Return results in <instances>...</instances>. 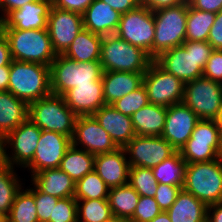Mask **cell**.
I'll use <instances>...</instances> for the list:
<instances>
[{
	"mask_svg": "<svg viewBox=\"0 0 222 222\" xmlns=\"http://www.w3.org/2000/svg\"><path fill=\"white\" fill-rule=\"evenodd\" d=\"M100 61L76 62L58 54L50 65V89L55 95H63L69 89L92 84L102 78Z\"/></svg>",
	"mask_w": 222,
	"mask_h": 222,
	"instance_id": "cell-5",
	"label": "cell"
},
{
	"mask_svg": "<svg viewBox=\"0 0 222 222\" xmlns=\"http://www.w3.org/2000/svg\"><path fill=\"white\" fill-rule=\"evenodd\" d=\"M167 115V107L148 104L136 113L132 118V124L136 135L161 136Z\"/></svg>",
	"mask_w": 222,
	"mask_h": 222,
	"instance_id": "cell-28",
	"label": "cell"
},
{
	"mask_svg": "<svg viewBox=\"0 0 222 222\" xmlns=\"http://www.w3.org/2000/svg\"><path fill=\"white\" fill-rule=\"evenodd\" d=\"M203 77L222 83V50H213L203 70Z\"/></svg>",
	"mask_w": 222,
	"mask_h": 222,
	"instance_id": "cell-44",
	"label": "cell"
},
{
	"mask_svg": "<svg viewBox=\"0 0 222 222\" xmlns=\"http://www.w3.org/2000/svg\"><path fill=\"white\" fill-rule=\"evenodd\" d=\"M128 184L132 186L140 196L154 197L158 182L154 177L152 168L130 167Z\"/></svg>",
	"mask_w": 222,
	"mask_h": 222,
	"instance_id": "cell-38",
	"label": "cell"
},
{
	"mask_svg": "<svg viewBox=\"0 0 222 222\" xmlns=\"http://www.w3.org/2000/svg\"><path fill=\"white\" fill-rule=\"evenodd\" d=\"M83 29V16L80 13L51 7L47 30L56 54H63Z\"/></svg>",
	"mask_w": 222,
	"mask_h": 222,
	"instance_id": "cell-17",
	"label": "cell"
},
{
	"mask_svg": "<svg viewBox=\"0 0 222 222\" xmlns=\"http://www.w3.org/2000/svg\"><path fill=\"white\" fill-rule=\"evenodd\" d=\"M187 162L182 158L180 151L152 168L158 183L174 186H183Z\"/></svg>",
	"mask_w": 222,
	"mask_h": 222,
	"instance_id": "cell-32",
	"label": "cell"
},
{
	"mask_svg": "<svg viewBox=\"0 0 222 222\" xmlns=\"http://www.w3.org/2000/svg\"><path fill=\"white\" fill-rule=\"evenodd\" d=\"M49 222H78L77 200L74 197L59 198Z\"/></svg>",
	"mask_w": 222,
	"mask_h": 222,
	"instance_id": "cell-40",
	"label": "cell"
},
{
	"mask_svg": "<svg viewBox=\"0 0 222 222\" xmlns=\"http://www.w3.org/2000/svg\"><path fill=\"white\" fill-rule=\"evenodd\" d=\"M149 104L147 91L142 84L139 88L131 93L124 95L119 100L115 101L112 106L124 115L132 116L139 109Z\"/></svg>",
	"mask_w": 222,
	"mask_h": 222,
	"instance_id": "cell-39",
	"label": "cell"
},
{
	"mask_svg": "<svg viewBox=\"0 0 222 222\" xmlns=\"http://www.w3.org/2000/svg\"><path fill=\"white\" fill-rule=\"evenodd\" d=\"M93 116L108 132L118 148H124L136 136L132 118L117 111L110 104H105Z\"/></svg>",
	"mask_w": 222,
	"mask_h": 222,
	"instance_id": "cell-22",
	"label": "cell"
},
{
	"mask_svg": "<svg viewBox=\"0 0 222 222\" xmlns=\"http://www.w3.org/2000/svg\"><path fill=\"white\" fill-rule=\"evenodd\" d=\"M215 121L217 123V126L219 128L220 133H222V109L220 110V113L218 114Z\"/></svg>",
	"mask_w": 222,
	"mask_h": 222,
	"instance_id": "cell-56",
	"label": "cell"
},
{
	"mask_svg": "<svg viewBox=\"0 0 222 222\" xmlns=\"http://www.w3.org/2000/svg\"><path fill=\"white\" fill-rule=\"evenodd\" d=\"M67 106L77 116H90L106 103L103 96L102 78L92 84L77 85L63 95Z\"/></svg>",
	"mask_w": 222,
	"mask_h": 222,
	"instance_id": "cell-20",
	"label": "cell"
},
{
	"mask_svg": "<svg viewBox=\"0 0 222 222\" xmlns=\"http://www.w3.org/2000/svg\"><path fill=\"white\" fill-rule=\"evenodd\" d=\"M106 222H129L128 220L126 219H123V218H119V217H115V216H112L109 220H107Z\"/></svg>",
	"mask_w": 222,
	"mask_h": 222,
	"instance_id": "cell-57",
	"label": "cell"
},
{
	"mask_svg": "<svg viewBox=\"0 0 222 222\" xmlns=\"http://www.w3.org/2000/svg\"><path fill=\"white\" fill-rule=\"evenodd\" d=\"M30 180L45 194L57 198L74 197L76 182L60 168L44 169L33 174Z\"/></svg>",
	"mask_w": 222,
	"mask_h": 222,
	"instance_id": "cell-25",
	"label": "cell"
},
{
	"mask_svg": "<svg viewBox=\"0 0 222 222\" xmlns=\"http://www.w3.org/2000/svg\"><path fill=\"white\" fill-rule=\"evenodd\" d=\"M10 66L0 67V91H8Z\"/></svg>",
	"mask_w": 222,
	"mask_h": 222,
	"instance_id": "cell-53",
	"label": "cell"
},
{
	"mask_svg": "<svg viewBox=\"0 0 222 222\" xmlns=\"http://www.w3.org/2000/svg\"><path fill=\"white\" fill-rule=\"evenodd\" d=\"M150 222H171L170 217L166 211H161L154 219Z\"/></svg>",
	"mask_w": 222,
	"mask_h": 222,
	"instance_id": "cell-55",
	"label": "cell"
},
{
	"mask_svg": "<svg viewBox=\"0 0 222 222\" xmlns=\"http://www.w3.org/2000/svg\"><path fill=\"white\" fill-rule=\"evenodd\" d=\"M102 38L83 28L62 55L76 62L100 61Z\"/></svg>",
	"mask_w": 222,
	"mask_h": 222,
	"instance_id": "cell-29",
	"label": "cell"
},
{
	"mask_svg": "<svg viewBox=\"0 0 222 222\" xmlns=\"http://www.w3.org/2000/svg\"><path fill=\"white\" fill-rule=\"evenodd\" d=\"M207 41H185L161 53L154 61L184 83L203 76V70L213 52Z\"/></svg>",
	"mask_w": 222,
	"mask_h": 222,
	"instance_id": "cell-1",
	"label": "cell"
},
{
	"mask_svg": "<svg viewBox=\"0 0 222 222\" xmlns=\"http://www.w3.org/2000/svg\"><path fill=\"white\" fill-rule=\"evenodd\" d=\"M183 186H174L158 183L154 199L157 201L162 211H167L175 202Z\"/></svg>",
	"mask_w": 222,
	"mask_h": 222,
	"instance_id": "cell-43",
	"label": "cell"
},
{
	"mask_svg": "<svg viewBox=\"0 0 222 222\" xmlns=\"http://www.w3.org/2000/svg\"><path fill=\"white\" fill-rule=\"evenodd\" d=\"M143 85L150 104L169 107L183 101L185 83L168 73L154 60L144 73Z\"/></svg>",
	"mask_w": 222,
	"mask_h": 222,
	"instance_id": "cell-12",
	"label": "cell"
},
{
	"mask_svg": "<svg viewBox=\"0 0 222 222\" xmlns=\"http://www.w3.org/2000/svg\"><path fill=\"white\" fill-rule=\"evenodd\" d=\"M188 2L153 11L155 35L153 60L161 53L185 42Z\"/></svg>",
	"mask_w": 222,
	"mask_h": 222,
	"instance_id": "cell-8",
	"label": "cell"
},
{
	"mask_svg": "<svg viewBox=\"0 0 222 222\" xmlns=\"http://www.w3.org/2000/svg\"><path fill=\"white\" fill-rule=\"evenodd\" d=\"M8 91L28 105L51 94L50 67L12 60Z\"/></svg>",
	"mask_w": 222,
	"mask_h": 222,
	"instance_id": "cell-3",
	"label": "cell"
},
{
	"mask_svg": "<svg viewBox=\"0 0 222 222\" xmlns=\"http://www.w3.org/2000/svg\"><path fill=\"white\" fill-rule=\"evenodd\" d=\"M109 187L95 170L86 174L75 184L76 200L108 199Z\"/></svg>",
	"mask_w": 222,
	"mask_h": 222,
	"instance_id": "cell-36",
	"label": "cell"
},
{
	"mask_svg": "<svg viewBox=\"0 0 222 222\" xmlns=\"http://www.w3.org/2000/svg\"><path fill=\"white\" fill-rule=\"evenodd\" d=\"M189 5L201 11L218 13L222 11V0H188Z\"/></svg>",
	"mask_w": 222,
	"mask_h": 222,
	"instance_id": "cell-47",
	"label": "cell"
},
{
	"mask_svg": "<svg viewBox=\"0 0 222 222\" xmlns=\"http://www.w3.org/2000/svg\"><path fill=\"white\" fill-rule=\"evenodd\" d=\"M207 42L213 49L222 50V11L216 13Z\"/></svg>",
	"mask_w": 222,
	"mask_h": 222,
	"instance_id": "cell-46",
	"label": "cell"
},
{
	"mask_svg": "<svg viewBox=\"0 0 222 222\" xmlns=\"http://www.w3.org/2000/svg\"><path fill=\"white\" fill-rule=\"evenodd\" d=\"M200 119L183 102L167 107L162 137L179 151L190 138Z\"/></svg>",
	"mask_w": 222,
	"mask_h": 222,
	"instance_id": "cell-18",
	"label": "cell"
},
{
	"mask_svg": "<svg viewBox=\"0 0 222 222\" xmlns=\"http://www.w3.org/2000/svg\"><path fill=\"white\" fill-rule=\"evenodd\" d=\"M12 57L10 53L9 42L4 34L0 31V67L10 66Z\"/></svg>",
	"mask_w": 222,
	"mask_h": 222,
	"instance_id": "cell-51",
	"label": "cell"
},
{
	"mask_svg": "<svg viewBox=\"0 0 222 222\" xmlns=\"http://www.w3.org/2000/svg\"><path fill=\"white\" fill-rule=\"evenodd\" d=\"M161 211L154 197L140 196L135 212L129 222H150Z\"/></svg>",
	"mask_w": 222,
	"mask_h": 222,
	"instance_id": "cell-41",
	"label": "cell"
},
{
	"mask_svg": "<svg viewBox=\"0 0 222 222\" xmlns=\"http://www.w3.org/2000/svg\"><path fill=\"white\" fill-rule=\"evenodd\" d=\"M219 158L222 159V133H221V138H220V150H219Z\"/></svg>",
	"mask_w": 222,
	"mask_h": 222,
	"instance_id": "cell-59",
	"label": "cell"
},
{
	"mask_svg": "<svg viewBox=\"0 0 222 222\" xmlns=\"http://www.w3.org/2000/svg\"><path fill=\"white\" fill-rule=\"evenodd\" d=\"M182 102L199 119L215 120L222 109V83L203 76L187 82Z\"/></svg>",
	"mask_w": 222,
	"mask_h": 222,
	"instance_id": "cell-9",
	"label": "cell"
},
{
	"mask_svg": "<svg viewBox=\"0 0 222 222\" xmlns=\"http://www.w3.org/2000/svg\"><path fill=\"white\" fill-rule=\"evenodd\" d=\"M112 7L113 10L118 11L120 14L127 13L128 11L136 9L141 5V0H101Z\"/></svg>",
	"mask_w": 222,
	"mask_h": 222,
	"instance_id": "cell-48",
	"label": "cell"
},
{
	"mask_svg": "<svg viewBox=\"0 0 222 222\" xmlns=\"http://www.w3.org/2000/svg\"><path fill=\"white\" fill-rule=\"evenodd\" d=\"M52 0H37L11 11L1 22L0 28L19 30L47 29Z\"/></svg>",
	"mask_w": 222,
	"mask_h": 222,
	"instance_id": "cell-19",
	"label": "cell"
},
{
	"mask_svg": "<svg viewBox=\"0 0 222 222\" xmlns=\"http://www.w3.org/2000/svg\"><path fill=\"white\" fill-rule=\"evenodd\" d=\"M30 186H22L16 193L8 215L10 222H39L35 205V185L32 183Z\"/></svg>",
	"mask_w": 222,
	"mask_h": 222,
	"instance_id": "cell-33",
	"label": "cell"
},
{
	"mask_svg": "<svg viewBox=\"0 0 222 222\" xmlns=\"http://www.w3.org/2000/svg\"><path fill=\"white\" fill-rule=\"evenodd\" d=\"M94 0H52V6L83 14Z\"/></svg>",
	"mask_w": 222,
	"mask_h": 222,
	"instance_id": "cell-45",
	"label": "cell"
},
{
	"mask_svg": "<svg viewBox=\"0 0 222 222\" xmlns=\"http://www.w3.org/2000/svg\"><path fill=\"white\" fill-rule=\"evenodd\" d=\"M207 205L183 188L166 211L171 222H207Z\"/></svg>",
	"mask_w": 222,
	"mask_h": 222,
	"instance_id": "cell-26",
	"label": "cell"
},
{
	"mask_svg": "<svg viewBox=\"0 0 222 222\" xmlns=\"http://www.w3.org/2000/svg\"><path fill=\"white\" fill-rule=\"evenodd\" d=\"M144 73L103 71V96L106 104L112 105L124 95L131 93L143 84Z\"/></svg>",
	"mask_w": 222,
	"mask_h": 222,
	"instance_id": "cell-24",
	"label": "cell"
},
{
	"mask_svg": "<svg viewBox=\"0 0 222 222\" xmlns=\"http://www.w3.org/2000/svg\"><path fill=\"white\" fill-rule=\"evenodd\" d=\"M183 189L207 206L222 202V159L187 163Z\"/></svg>",
	"mask_w": 222,
	"mask_h": 222,
	"instance_id": "cell-7",
	"label": "cell"
},
{
	"mask_svg": "<svg viewBox=\"0 0 222 222\" xmlns=\"http://www.w3.org/2000/svg\"><path fill=\"white\" fill-rule=\"evenodd\" d=\"M94 170L109 188L128 184L130 164L125 149L95 155Z\"/></svg>",
	"mask_w": 222,
	"mask_h": 222,
	"instance_id": "cell-21",
	"label": "cell"
},
{
	"mask_svg": "<svg viewBox=\"0 0 222 222\" xmlns=\"http://www.w3.org/2000/svg\"><path fill=\"white\" fill-rule=\"evenodd\" d=\"M140 195L129 184L109 188L108 202L112 215L130 220L135 212Z\"/></svg>",
	"mask_w": 222,
	"mask_h": 222,
	"instance_id": "cell-30",
	"label": "cell"
},
{
	"mask_svg": "<svg viewBox=\"0 0 222 222\" xmlns=\"http://www.w3.org/2000/svg\"><path fill=\"white\" fill-rule=\"evenodd\" d=\"M216 13L192 8L188 3L185 41H208Z\"/></svg>",
	"mask_w": 222,
	"mask_h": 222,
	"instance_id": "cell-35",
	"label": "cell"
},
{
	"mask_svg": "<svg viewBox=\"0 0 222 222\" xmlns=\"http://www.w3.org/2000/svg\"><path fill=\"white\" fill-rule=\"evenodd\" d=\"M207 222H222V202L208 205Z\"/></svg>",
	"mask_w": 222,
	"mask_h": 222,
	"instance_id": "cell-52",
	"label": "cell"
},
{
	"mask_svg": "<svg viewBox=\"0 0 222 222\" xmlns=\"http://www.w3.org/2000/svg\"><path fill=\"white\" fill-rule=\"evenodd\" d=\"M221 133L215 120L200 119L186 144L179 150L187 163L219 158Z\"/></svg>",
	"mask_w": 222,
	"mask_h": 222,
	"instance_id": "cell-11",
	"label": "cell"
},
{
	"mask_svg": "<svg viewBox=\"0 0 222 222\" xmlns=\"http://www.w3.org/2000/svg\"><path fill=\"white\" fill-rule=\"evenodd\" d=\"M94 159L95 155L71 144L61 160L59 168L77 182L94 170Z\"/></svg>",
	"mask_w": 222,
	"mask_h": 222,
	"instance_id": "cell-31",
	"label": "cell"
},
{
	"mask_svg": "<svg viewBox=\"0 0 222 222\" xmlns=\"http://www.w3.org/2000/svg\"><path fill=\"white\" fill-rule=\"evenodd\" d=\"M152 61L147 52L116 34L102 38L100 63L103 71L145 73Z\"/></svg>",
	"mask_w": 222,
	"mask_h": 222,
	"instance_id": "cell-4",
	"label": "cell"
},
{
	"mask_svg": "<svg viewBox=\"0 0 222 222\" xmlns=\"http://www.w3.org/2000/svg\"><path fill=\"white\" fill-rule=\"evenodd\" d=\"M0 31L9 42L12 60L40 63L50 67L57 57L47 29L0 28Z\"/></svg>",
	"mask_w": 222,
	"mask_h": 222,
	"instance_id": "cell-2",
	"label": "cell"
},
{
	"mask_svg": "<svg viewBox=\"0 0 222 222\" xmlns=\"http://www.w3.org/2000/svg\"><path fill=\"white\" fill-rule=\"evenodd\" d=\"M72 140L63 134L42 130L32 161L24 168L32 176L44 169L59 168Z\"/></svg>",
	"mask_w": 222,
	"mask_h": 222,
	"instance_id": "cell-15",
	"label": "cell"
},
{
	"mask_svg": "<svg viewBox=\"0 0 222 222\" xmlns=\"http://www.w3.org/2000/svg\"><path fill=\"white\" fill-rule=\"evenodd\" d=\"M41 131L29 118L12 130L6 136L7 164L24 170L34 157Z\"/></svg>",
	"mask_w": 222,
	"mask_h": 222,
	"instance_id": "cell-14",
	"label": "cell"
},
{
	"mask_svg": "<svg viewBox=\"0 0 222 222\" xmlns=\"http://www.w3.org/2000/svg\"><path fill=\"white\" fill-rule=\"evenodd\" d=\"M15 169L9 164L0 167V215H9L16 193L25 186Z\"/></svg>",
	"mask_w": 222,
	"mask_h": 222,
	"instance_id": "cell-34",
	"label": "cell"
},
{
	"mask_svg": "<svg viewBox=\"0 0 222 222\" xmlns=\"http://www.w3.org/2000/svg\"><path fill=\"white\" fill-rule=\"evenodd\" d=\"M72 145L93 155L109 153L118 147L93 115L77 116Z\"/></svg>",
	"mask_w": 222,
	"mask_h": 222,
	"instance_id": "cell-16",
	"label": "cell"
},
{
	"mask_svg": "<svg viewBox=\"0 0 222 222\" xmlns=\"http://www.w3.org/2000/svg\"><path fill=\"white\" fill-rule=\"evenodd\" d=\"M28 118L41 130L54 131L71 139L77 115L63 96L50 94L29 104Z\"/></svg>",
	"mask_w": 222,
	"mask_h": 222,
	"instance_id": "cell-6",
	"label": "cell"
},
{
	"mask_svg": "<svg viewBox=\"0 0 222 222\" xmlns=\"http://www.w3.org/2000/svg\"><path fill=\"white\" fill-rule=\"evenodd\" d=\"M37 0H0V22L13 10Z\"/></svg>",
	"mask_w": 222,
	"mask_h": 222,
	"instance_id": "cell-49",
	"label": "cell"
},
{
	"mask_svg": "<svg viewBox=\"0 0 222 222\" xmlns=\"http://www.w3.org/2000/svg\"><path fill=\"white\" fill-rule=\"evenodd\" d=\"M187 2L188 0H141V5H144L148 9L154 11Z\"/></svg>",
	"mask_w": 222,
	"mask_h": 222,
	"instance_id": "cell-50",
	"label": "cell"
},
{
	"mask_svg": "<svg viewBox=\"0 0 222 222\" xmlns=\"http://www.w3.org/2000/svg\"><path fill=\"white\" fill-rule=\"evenodd\" d=\"M82 16L83 28L94 34L107 36L116 33L121 14L103 1L94 0Z\"/></svg>",
	"mask_w": 222,
	"mask_h": 222,
	"instance_id": "cell-23",
	"label": "cell"
},
{
	"mask_svg": "<svg viewBox=\"0 0 222 222\" xmlns=\"http://www.w3.org/2000/svg\"><path fill=\"white\" fill-rule=\"evenodd\" d=\"M0 222H10L7 215H0Z\"/></svg>",
	"mask_w": 222,
	"mask_h": 222,
	"instance_id": "cell-58",
	"label": "cell"
},
{
	"mask_svg": "<svg viewBox=\"0 0 222 222\" xmlns=\"http://www.w3.org/2000/svg\"><path fill=\"white\" fill-rule=\"evenodd\" d=\"M128 43L143 49L153 59L155 23L153 11L144 5L121 14L115 33Z\"/></svg>",
	"mask_w": 222,
	"mask_h": 222,
	"instance_id": "cell-10",
	"label": "cell"
},
{
	"mask_svg": "<svg viewBox=\"0 0 222 222\" xmlns=\"http://www.w3.org/2000/svg\"><path fill=\"white\" fill-rule=\"evenodd\" d=\"M130 167L153 168L177 150L162 136H134L124 147Z\"/></svg>",
	"mask_w": 222,
	"mask_h": 222,
	"instance_id": "cell-13",
	"label": "cell"
},
{
	"mask_svg": "<svg viewBox=\"0 0 222 222\" xmlns=\"http://www.w3.org/2000/svg\"><path fill=\"white\" fill-rule=\"evenodd\" d=\"M29 105L10 91H0V132L7 136L28 119Z\"/></svg>",
	"mask_w": 222,
	"mask_h": 222,
	"instance_id": "cell-27",
	"label": "cell"
},
{
	"mask_svg": "<svg viewBox=\"0 0 222 222\" xmlns=\"http://www.w3.org/2000/svg\"><path fill=\"white\" fill-rule=\"evenodd\" d=\"M78 222H106L113 215L108 199L77 200Z\"/></svg>",
	"mask_w": 222,
	"mask_h": 222,
	"instance_id": "cell-37",
	"label": "cell"
},
{
	"mask_svg": "<svg viewBox=\"0 0 222 222\" xmlns=\"http://www.w3.org/2000/svg\"><path fill=\"white\" fill-rule=\"evenodd\" d=\"M58 199L55 196L41 192L35 186V205L39 222H49L50 218H53L54 207Z\"/></svg>",
	"mask_w": 222,
	"mask_h": 222,
	"instance_id": "cell-42",
	"label": "cell"
},
{
	"mask_svg": "<svg viewBox=\"0 0 222 222\" xmlns=\"http://www.w3.org/2000/svg\"><path fill=\"white\" fill-rule=\"evenodd\" d=\"M6 164V136L0 132V167Z\"/></svg>",
	"mask_w": 222,
	"mask_h": 222,
	"instance_id": "cell-54",
	"label": "cell"
}]
</instances>
